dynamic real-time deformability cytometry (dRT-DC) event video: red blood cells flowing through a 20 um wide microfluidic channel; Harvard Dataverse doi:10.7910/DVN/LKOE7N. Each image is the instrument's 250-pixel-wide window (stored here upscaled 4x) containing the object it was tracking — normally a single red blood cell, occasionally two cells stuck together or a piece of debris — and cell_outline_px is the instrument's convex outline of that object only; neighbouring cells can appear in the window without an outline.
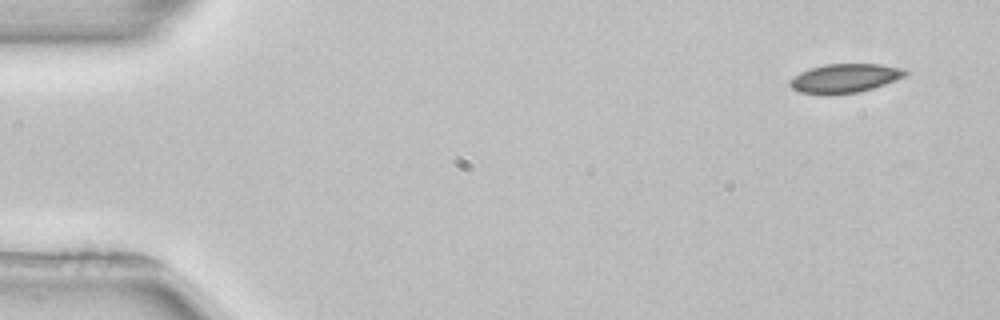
{"species": "common noctule bat (a hibernating species)", "species_latin": "Nyctalus noctula", "temperature_condition": "room temperature", "stored_images_in_passage": 5, "segment_of_instrument_passage": [1, 2], "camera_frame_rate_fps": 3000, "um_per_image_px": 0.085, "animal": {"sex": "female", "body_mass_g": 22.7, "forearm_length_mm": 54.2}, "frame": {"image": 1, "passage_image": 1, "time_ms": 0.0, "image_size_px": [1000, 320], "cell_outline_px": [[908, 72], [904, 76], [896, 80], [872, 88], [856, 92], [800, 92], [792, 88], [788, 84], [788, 80], [800, 72], [824, 64], [880, 64], [904, 68]], "centroid_in_image_um": [71.83, 6.6], "position_along_channel_um": 13.2, "area_um2": 18.79}}